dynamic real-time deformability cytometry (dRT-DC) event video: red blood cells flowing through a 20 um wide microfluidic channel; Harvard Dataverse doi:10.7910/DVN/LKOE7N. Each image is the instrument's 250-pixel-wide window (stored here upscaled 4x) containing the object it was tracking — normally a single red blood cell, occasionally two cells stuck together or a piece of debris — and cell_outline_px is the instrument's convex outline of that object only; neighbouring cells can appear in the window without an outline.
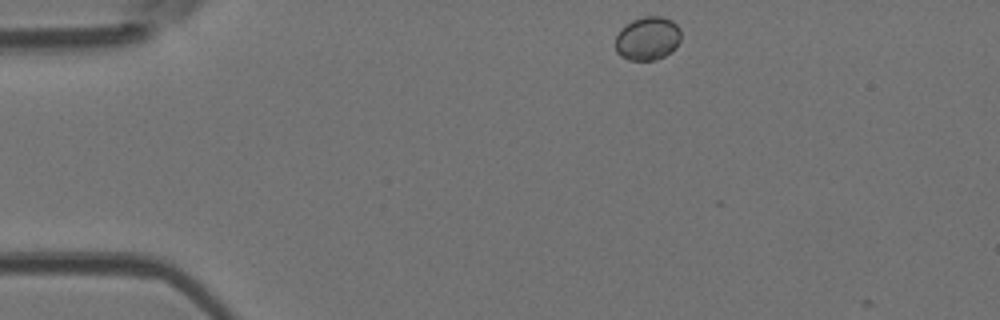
{"species": "Egyptian fruit bat (a non-hibernating species)", "species_latin": "Rousettus aegyptiacus", "temperature_condition": "room temperature", "stored_images_in_passage": 5, "camera_frame_rate_fps": 3000, "um_per_image_px": 0.085, "animal": {"sex": "female"}, "frame": {"image": 1, "passage_image": 1, "time_ms": 0.0, "image_size_px": [1000, 320], "cell_outline_px": [[680, 40], [676, 48], [664, 56], [652, 60], [628, 60], [620, 56], [616, 52], [616, 36], [620, 28], [632, 20], [644, 16], [660, 16], [672, 20], [680, 28]], "centroid_in_image_um": [55.04, 3.26], "position_along_channel_um": 30.0, "area_um2": 16.76}}